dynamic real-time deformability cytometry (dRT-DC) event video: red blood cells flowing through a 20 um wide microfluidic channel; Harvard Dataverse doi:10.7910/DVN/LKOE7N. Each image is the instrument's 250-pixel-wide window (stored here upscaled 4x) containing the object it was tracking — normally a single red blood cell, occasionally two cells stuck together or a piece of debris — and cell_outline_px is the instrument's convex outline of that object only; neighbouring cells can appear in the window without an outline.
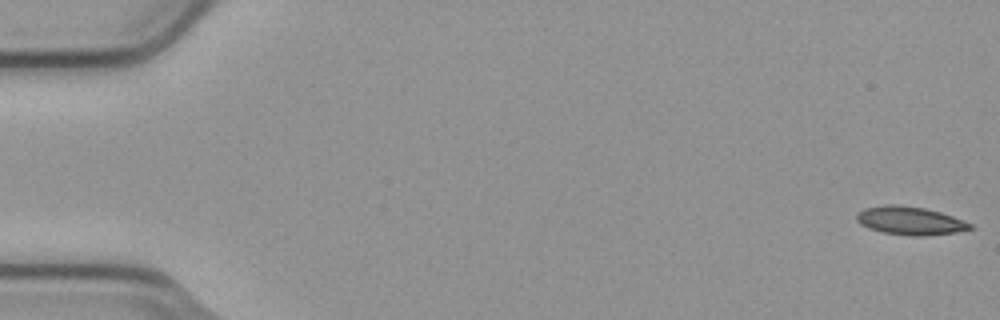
{"species": "common noctule bat (a hibernating species)", "species_latin": "Nyctalus noctula", "temperature_condition": "cold", "stored_images_in_passage": 6, "camera_frame_rate_fps": 3000, "um_per_image_px": 0.085, "animal": {"sex": "male", "body_mass_g": 23.1, "forearm_length_mm": 52.7}, "frame": {"image": 1, "passage_image": 1, "time_ms": 0.0, "image_size_px": [1000, 320], "cell_outline_px": [[976, 228], [956, 232], [924, 236], [912, 236], [884, 232], [868, 228], [860, 224], [856, 220], [856, 216], [864, 208], [888, 204], [892, 204], [924, 208], [940, 212], [952, 216], [972, 224]], "centroid_in_image_um": [77.37, 18.76], "position_along_channel_um": 7.6, "area_um2": 18.55}}
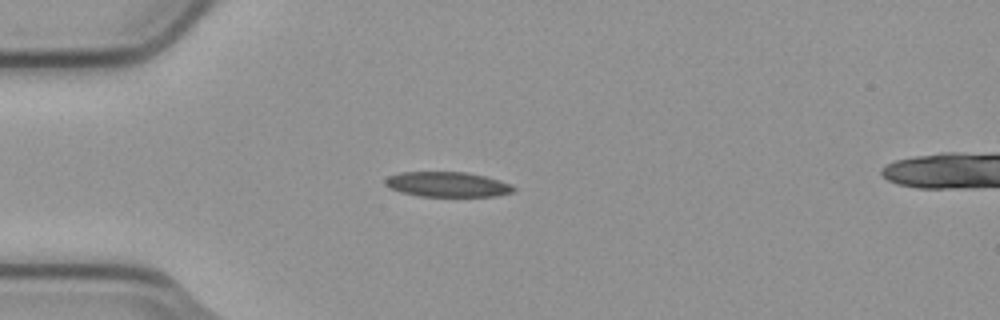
{"frame": {"image": 2, "passage_image": 5, "time_ms": 1.333, "image_size_px": [1000, 320], "cell_outline_px": [[516, 188], [512, 192], [496, 196], [420, 196], [400, 192], [384, 184], [384, 180], [388, 176], [400, 172], [464, 172], [484, 176], [500, 180], [512, 184]], "centroid_in_image_um": [38.03, 15.67], "position_along_channel_um": 47.0, "area_um2": 18.67}}